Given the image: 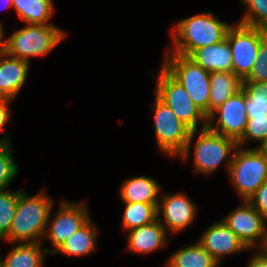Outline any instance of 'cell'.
<instances>
[{
    "mask_svg": "<svg viewBox=\"0 0 267 267\" xmlns=\"http://www.w3.org/2000/svg\"><path fill=\"white\" fill-rule=\"evenodd\" d=\"M54 206L44 190L34 196L21 190L9 235L4 239L11 243H42L50 211Z\"/></svg>",
    "mask_w": 267,
    "mask_h": 267,
    "instance_id": "1",
    "label": "cell"
},
{
    "mask_svg": "<svg viewBox=\"0 0 267 267\" xmlns=\"http://www.w3.org/2000/svg\"><path fill=\"white\" fill-rule=\"evenodd\" d=\"M232 25L221 21L211 12L179 20L171 29L173 45L165 53L189 56L196 49L224 40Z\"/></svg>",
    "mask_w": 267,
    "mask_h": 267,
    "instance_id": "2",
    "label": "cell"
},
{
    "mask_svg": "<svg viewBox=\"0 0 267 267\" xmlns=\"http://www.w3.org/2000/svg\"><path fill=\"white\" fill-rule=\"evenodd\" d=\"M154 112V134L157 146L170 158L180 157L187 161L194 137L187 125L178 119L173 111L156 95L152 104Z\"/></svg>",
    "mask_w": 267,
    "mask_h": 267,
    "instance_id": "3",
    "label": "cell"
},
{
    "mask_svg": "<svg viewBox=\"0 0 267 267\" xmlns=\"http://www.w3.org/2000/svg\"><path fill=\"white\" fill-rule=\"evenodd\" d=\"M65 36L54 24H26L4 40L5 52L30 63L32 57L48 55Z\"/></svg>",
    "mask_w": 267,
    "mask_h": 267,
    "instance_id": "4",
    "label": "cell"
},
{
    "mask_svg": "<svg viewBox=\"0 0 267 267\" xmlns=\"http://www.w3.org/2000/svg\"><path fill=\"white\" fill-rule=\"evenodd\" d=\"M162 67L187 91L192 102L209 116L210 73L188 56L165 53Z\"/></svg>",
    "mask_w": 267,
    "mask_h": 267,
    "instance_id": "5",
    "label": "cell"
},
{
    "mask_svg": "<svg viewBox=\"0 0 267 267\" xmlns=\"http://www.w3.org/2000/svg\"><path fill=\"white\" fill-rule=\"evenodd\" d=\"M228 174L238 196L248 201L267 181V159L255 147L237 146Z\"/></svg>",
    "mask_w": 267,
    "mask_h": 267,
    "instance_id": "6",
    "label": "cell"
},
{
    "mask_svg": "<svg viewBox=\"0 0 267 267\" xmlns=\"http://www.w3.org/2000/svg\"><path fill=\"white\" fill-rule=\"evenodd\" d=\"M194 134H198L193 152L194 171L205 175L212 174L226 160L225 168L228 172L237 142L208 127L200 131L194 130Z\"/></svg>",
    "mask_w": 267,
    "mask_h": 267,
    "instance_id": "7",
    "label": "cell"
},
{
    "mask_svg": "<svg viewBox=\"0 0 267 267\" xmlns=\"http://www.w3.org/2000/svg\"><path fill=\"white\" fill-rule=\"evenodd\" d=\"M156 95L173 113L192 131L197 130L199 123L207 127V116L192 102L185 88L176 81L163 67L156 76Z\"/></svg>",
    "mask_w": 267,
    "mask_h": 267,
    "instance_id": "8",
    "label": "cell"
},
{
    "mask_svg": "<svg viewBox=\"0 0 267 267\" xmlns=\"http://www.w3.org/2000/svg\"><path fill=\"white\" fill-rule=\"evenodd\" d=\"M267 31L234 23L227 31L226 38L232 52V72L242 81L255 65L258 48Z\"/></svg>",
    "mask_w": 267,
    "mask_h": 267,
    "instance_id": "9",
    "label": "cell"
},
{
    "mask_svg": "<svg viewBox=\"0 0 267 267\" xmlns=\"http://www.w3.org/2000/svg\"><path fill=\"white\" fill-rule=\"evenodd\" d=\"M222 218L245 246L264 249L267 240V220L246 200Z\"/></svg>",
    "mask_w": 267,
    "mask_h": 267,
    "instance_id": "10",
    "label": "cell"
},
{
    "mask_svg": "<svg viewBox=\"0 0 267 267\" xmlns=\"http://www.w3.org/2000/svg\"><path fill=\"white\" fill-rule=\"evenodd\" d=\"M85 203L63 200L55 216L51 217L52 207L43 237L49 239L54 247L51 254L91 218Z\"/></svg>",
    "mask_w": 267,
    "mask_h": 267,
    "instance_id": "11",
    "label": "cell"
},
{
    "mask_svg": "<svg viewBox=\"0 0 267 267\" xmlns=\"http://www.w3.org/2000/svg\"><path fill=\"white\" fill-rule=\"evenodd\" d=\"M207 120V127L210 130L237 142L243 136L248 122L244 90L241 89L214 109ZM214 120L216 121L215 125Z\"/></svg>",
    "mask_w": 267,
    "mask_h": 267,
    "instance_id": "12",
    "label": "cell"
},
{
    "mask_svg": "<svg viewBox=\"0 0 267 267\" xmlns=\"http://www.w3.org/2000/svg\"><path fill=\"white\" fill-rule=\"evenodd\" d=\"M157 214L158 221L166 232L177 234L193 223L197 215V208L194 201L184 193H164L159 199Z\"/></svg>",
    "mask_w": 267,
    "mask_h": 267,
    "instance_id": "13",
    "label": "cell"
},
{
    "mask_svg": "<svg viewBox=\"0 0 267 267\" xmlns=\"http://www.w3.org/2000/svg\"><path fill=\"white\" fill-rule=\"evenodd\" d=\"M220 264L222 257L248 250L223 220L211 224L197 240Z\"/></svg>",
    "mask_w": 267,
    "mask_h": 267,
    "instance_id": "14",
    "label": "cell"
},
{
    "mask_svg": "<svg viewBox=\"0 0 267 267\" xmlns=\"http://www.w3.org/2000/svg\"><path fill=\"white\" fill-rule=\"evenodd\" d=\"M0 58V97L14 100L27 80L30 63L6 52Z\"/></svg>",
    "mask_w": 267,
    "mask_h": 267,
    "instance_id": "15",
    "label": "cell"
},
{
    "mask_svg": "<svg viewBox=\"0 0 267 267\" xmlns=\"http://www.w3.org/2000/svg\"><path fill=\"white\" fill-rule=\"evenodd\" d=\"M127 248L129 251L140 254H149L165 247L168 243V234L158 219L150 224L127 231Z\"/></svg>",
    "mask_w": 267,
    "mask_h": 267,
    "instance_id": "16",
    "label": "cell"
},
{
    "mask_svg": "<svg viewBox=\"0 0 267 267\" xmlns=\"http://www.w3.org/2000/svg\"><path fill=\"white\" fill-rule=\"evenodd\" d=\"M207 72H232V52L227 38L194 50L189 56Z\"/></svg>",
    "mask_w": 267,
    "mask_h": 267,
    "instance_id": "17",
    "label": "cell"
},
{
    "mask_svg": "<svg viewBox=\"0 0 267 267\" xmlns=\"http://www.w3.org/2000/svg\"><path fill=\"white\" fill-rule=\"evenodd\" d=\"M161 186L151 177L138 176L126 179L120 188V199L127 203H146L158 206Z\"/></svg>",
    "mask_w": 267,
    "mask_h": 267,
    "instance_id": "18",
    "label": "cell"
},
{
    "mask_svg": "<svg viewBox=\"0 0 267 267\" xmlns=\"http://www.w3.org/2000/svg\"><path fill=\"white\" fill-rule=\"evenodd\" d=\"M42 246L43 242L18 243L4 258L0 255V267H43L44 257L51 255V249Z\"/></svg>",
    "mask_w": 267,
    "mask_h": 267,
    "instance_id": "19",
    "label": "cell"
},
{
    "mask_svg": "<svg viewBox=\"0 0 267 267\" xmlns=\"http://www.w3.org/2000/svg\"><path fill=\"white\" fill-rule=\"evenodd\" d=\"M90 218L82 227L73 233L61 246L52 253L67 256H86L97 248V227Z\"/></svg>",
    "mask_w": 267,
    "mask_h": 267,
    "instance_id": "20",
    "label": "cell"
},
{
    "mask_svg": "<svg viewBox=\"0 0 267 267\" xmlns=\"http://www.w3.org/2000/svg\"><path fill=\"white\" fill-rule=\"evenodd\" d=\"M209 115L242 89L243 81L233 72L210 73Z\"/></svg>",
    "mask_w": 267,
    "mask_h": 267,
    "instance_id": "21",
    "label": "cell"
},
{
    "mask_svg": "<svg viewBox=\"0 0 267 267\" xmlns=\"http://www.w3.org/2000/svg\"><path fill=\"white\" fill-rule=\"evenodd\" d=\"M169 259V260H168ZM165 267H218L219 263L197 241L175 251Z\"/></svg>",
    "mask_w": 267,
    "mask_h": 267,
    "instance_id": "22",
    "label": "cell"
},
{
    "mask_svg": "<svg viewBox=\"0 0 267 267\" xmlns=\"http://www.w3.org/2000/svg\"><path fill=\"white\" fill-rule=\"evenodd\" d=\"M53 5V0H12L18 18L26 24H52Z\"/></svg>",
    "mask_w": 267,
    "mask_h": 267,
    "instance_id": "23",
    "label": "cell"
},
{
    "mask_svg": "<svg viewBox=\"0 0 267 267\" xmlns=\"http://www.w3.org/2000/svg\"><path fill=\"white\" fill-rule=\"evenodd\" d=\"M122 216V228L127 232L131 229L150 224L158 219L157 207L146 203H127Z\"/></svg>",
    "mask_w": 267,
    "mask_h": 267,
    "instance_id": "24",
    "label": "cell"
},
{
    "mask_svg": "<svg viewBox=\"0 0 267 267\" xmlns=\"http://www.w3.org/2000/svg\"><path fill=\"white\" fill-rule=\"evenodd\" d=\"M18 170V165L13 158L10 136H4L0 139V191L9 188Z\"/></svg>",
    "mask_w": 267,
    "mask_h": 267,
    "instance_id": "25",
    "label": "cell"
},
{
    "mask_svg": "<svg viewBox=\"0 0 267 267\" xmlns=\"http://www.w3.org/2000/svg\"><path fill=\"white\" fill-rule=\"evenodd\" d=\"M20 192L8 189L0 191V241L9 235Z\"/></svg>",
    "mask_w": 267,
    "mask_h": 267,
    "instance_id": "26",
    "label": "cell"
},
{
    "mask_svg": "<svg viewBox=\"0 0 267 267\" xmlns=\"http://www.w3.org/2000/svg\"><path fill=\"white\" fill-rule=\"evenodd\" d=\"M246 13L239 24L267 31V0H242Z\"/></svg>",
    "mask_w": 267,
    "mask_h": 267,
    "instance_id": "27",
    "label": "cell"
},
{
    "mask_svg": "<svg viewBox=\"0 0 267 267\" xmlns=\"http://www.w3.org/2000/svg\"><path fill=\"white\" fill-rule=\"evenodd\" d=\"M265 139H267V115L260 118H248L245 131L237 141V146L244 147V144L249 141L258 142V146Z\"/></svg>",
    "mask_w": 267,
    "mask_h": 267,
    "instance_id": "28",
    "label": "cell"
},
{
    "mask_svg": "<svg viewBox=\"0 0 267 267\" xmlns=\"http://www.w3.org/2000/svg\"><path fill=\"white\" fill-rule=\"evenodd\" d=\"M243 82H267V35L261 40L255 65Z\"/></svg>",
    "mask_w": 267,
    "mask_h": 267,
    "instance_id": "29",
    "label": "cell"
},
{
    "mask_svg": "<svg viewBox=\"0 0 267 267\" xmlns=\"http://www.w3.org/2000/svg\"><path fill=\"white\" fill-rule=\"evenodd\" d=\"M242 89L251 103L267 104V82H243Z\"/></svg>",
    "mask_w": 267,
    "mask_h": 267,
    "instance_id": "30",
    "label": "cell"
},
{
    "mask_svg": "<svg viewBox=\"0 0 267 267\" xmlns=\"http://www.w3.org/2000/svg\"><path fill=\"white\" fill-rule=\"evenodd\" d=\"M248 202L267 220V181L257 189Z\"/></svg>",
    "mask_w": 267,
    "mask_h": 267,
    "instance_id": "31",
    "label": "cell"
},
{
    "mask_svg": "<svg viewBox=\"0 0 267 267\" xmlns=\"http://www.w3.org/2000/svg\"><path fill=\"white\" fill-rule=\"evenodd\" d=\"M245 106L248 118H260L267 115V104L251 103V99L246 94Z\"/></svg>",
    "mask_w": 267,
    "mask_h": 267,
    "instance_id": "32",
    "label": "cell"
},
{
    "mask_svg": "<svg viewBox=\"0 0 267 267\" xmlns=\"http://www.w3.org/2000/svg\"><path fill=\"white\" fill-rule=\"evenodd\" d=\"M12 101V99L0 97V131L11 118L9 104Z\"/></svg>",
    "mask_w": 267,
    "mask_h": 267,
    "instance_id": "33",
    "label": "cell"
},
{
    "mask_svg": "<svg viewBox=\"0 0 267 267\" xmlns=\"http://www.w3.org/2000/svg\"><path fill=\"white\" fill-rule=\"evenodd\" d=\"M246 267H267V251L258 249Z\"/></svg>",
    "mask_w": 267,
    "mask_h": 267,
    "instance_id": "34",
    "label": "cell"
},
{
    "mask_svg": "<svg viewBox=\"0 0 267 267\" xmlns=\"http://www.w3.org/2000/svg\"><path fill=\"white\" fill-rule=\"evenodd\" d=\"M0 22V56L5 52V45H4V34H5V29Z\"/></svg>",
    "mask_w": 267,
    "mask_h": 267,
    "instance_id": "35",
    "label": "cell"
},
{
    "mask_svg": "<svg viewBox=\"0 0 267 267\" xmlns=\"http://www.w3.org/2000/svg\"><path fill=\"white\" fill-rule=\"evenodd\" d=\"M267 159V139L255 147Z\"/></svg>",
    "mask_w": 267,
    "mask_h": 267,
    "instance_id": "36",
    "label": "cell"
},
{
    "mask_svg": "<svg viewBox=\"0 0 267 267\" xmlns=\"http://www.w3.org/2000/svg\"><path fill=\"white\" fill-rule=\"evenodd\" d=\"M12 7V0H0V10Z\"/></svg>",
    "mask_w": 267,
    "mask_h": 267,
    "instance_id": "37",
    "label": "cell"
},
{
    "mask_svg": "<svg viewBox=\"0 0 267 267\" xmlns=\"http://www.w3.org/2000/svg\"><path fill=\"white\" fill-rule=\"evenodd\" d=\"M264 249L267 251V240H266V244L264 246Z\"/></svg>",
    "mask_w": 267,
    "mask_h": 267,
    "instance_id": "38",
    "label": "cell"
}]
</instances>
